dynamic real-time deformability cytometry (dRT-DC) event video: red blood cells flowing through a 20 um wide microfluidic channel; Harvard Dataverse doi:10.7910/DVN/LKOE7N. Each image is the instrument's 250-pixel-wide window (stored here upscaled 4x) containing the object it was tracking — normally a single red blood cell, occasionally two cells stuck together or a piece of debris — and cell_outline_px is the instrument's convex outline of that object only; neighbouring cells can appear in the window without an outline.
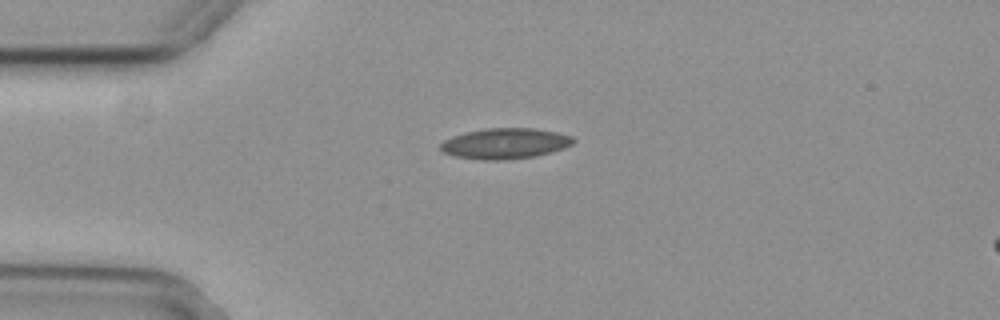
{"species": "common noctule bat (a hibernating species)", "species_latin": "Nyctalus noctula", "temperature_condition": "cold", "stored_images_in_passage": 42, "camera_frame_rate_fps": 3000, "um_per_image_px": 0.085, "animal": {"sex": "female", "body_mass_g": 29.2, "forearm_length_mm": 56.3}, "frame": {"image": 1, "passage_image": 1, "time_ms": 0.0, "image_size_px": [1000, 320], "cell_outline_px": [[576, 140], [572, 144], [564, 148], [536, 156], [508, 160], [480, 160], [456, 156], [444, 152], [440, 148], [440, 144], [444, 140], [452, 136], [464, 132], [484, 128], [536, 128], [556, 132], [572, 136]], "centroid_in_image_um": [42.93, 12.19], "position_along_channel_um": 42.1, "area_um2": 23.87}}
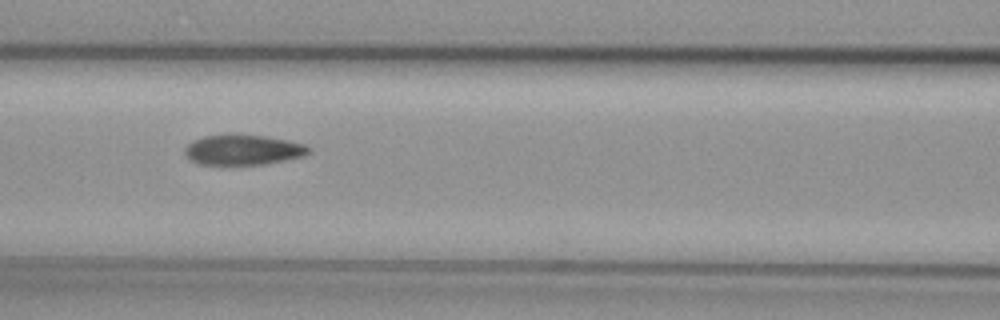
{"frame": {"image": 2, "passage_image": 11, "time_ms": 3.333, "image_size_px": [1000, 320], "cell_outline_px": [[312, 152], [304, 156], [264, 164], [200, 164], [188, 160], [184, 152], [184, 148], [192, 140], [204, 136], [228, 132], [264, 136], [288, 140], [304, 144], [312, 148]], "centroid_in_image_um": [20.64, 12.7], "position_along_channel_um": 146.0, "area_um2": 22.37}}
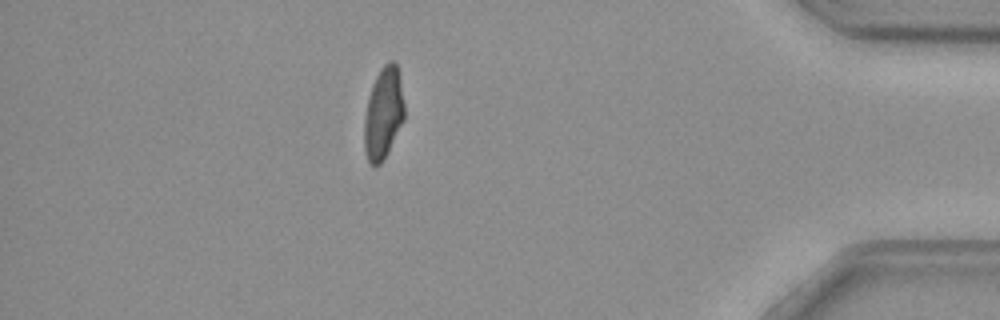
{"frame": {"image": 3, "passage_image": 35, "time_ms": 11.333, "image_size_px": [1000, 320], "cell_outline_px": [[404, 120], [388, 152], [380, 164], [376, 168], [372, 168], [364, 152], [364, 120], [368, 96], [372, 84], [380, 68], [388, 60], [396, 60], [400, 76], [404, 104]], "centroid_in_image_um": [32.58, 9.63], "position_along_channel_um": 402.6, "area_um2": 21.91}, "authors_computed_cell_mechanics": {"area_um2": 22.2819, "velocity_mm_per_s": 3.796, "shape_relaxation_time_tau1_ms": 7.0267, "shape_relaxation_time_tau2_ms": 3.2697, "deformation_change_tau1": 0.1694, "deformation_change_tau2": 0.0651}}